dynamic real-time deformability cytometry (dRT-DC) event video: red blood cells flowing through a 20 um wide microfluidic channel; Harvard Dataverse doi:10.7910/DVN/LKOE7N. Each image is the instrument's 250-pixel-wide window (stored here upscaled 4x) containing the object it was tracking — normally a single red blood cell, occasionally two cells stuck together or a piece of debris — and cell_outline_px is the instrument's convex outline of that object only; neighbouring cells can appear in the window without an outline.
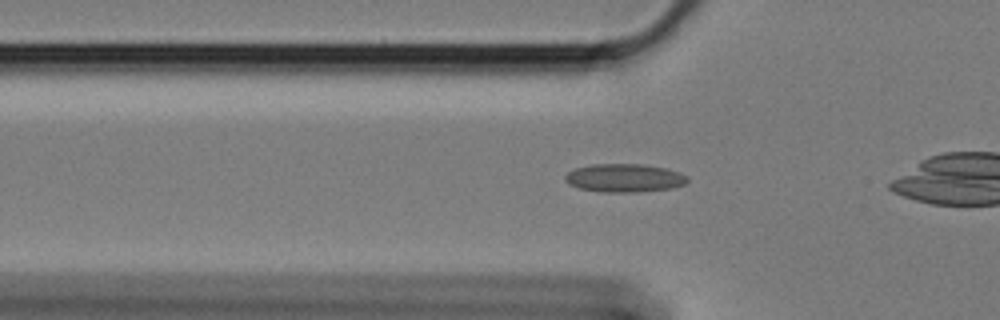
{"species": "Egyptian fruit bat (a non-hibernating species)", "species_latin": "Rousettus aegyptiacus", "temperature_condition": "cold", "stored_images_in_passage": 31, "camera_frame_rate_fps": 3000, "um_per_image_px": 0.085, "animal": {"sex": "female"}, "frame": {"image": 1, "passage_image": 2, "time_ms": 0.333, "image_size_px": [1000, 320], "cell_outline_px": [[688, 180], [684, 184], [672, 188], [636, 192], [600, 192], [580, 188], [568, 184], [564, 180], [564, 176], [568, 172], [576, 168], [592, 164], [644, 164], [664, 168], [680, 172], [688, 176]], "centroid_in_image_um": [53.06, 15.13], "position_along_channel_um": 72.7, "area_um2": 20.23}}
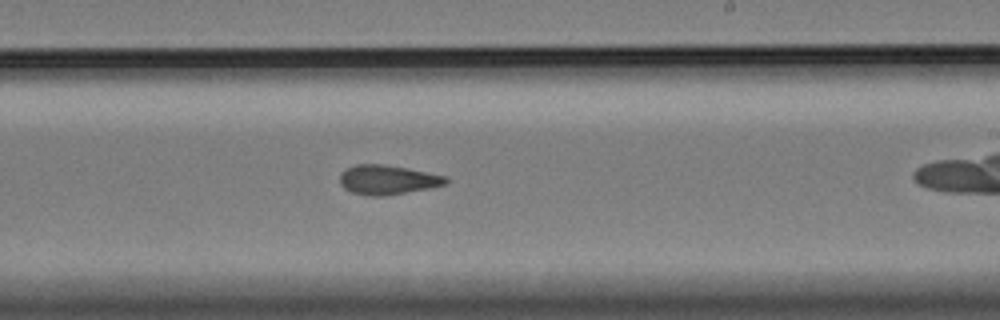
{"frame": {"image": 2, "passage_image": 18, "time_ms": 5.667, "image_size_px": [1000, 320], "cell_outline_px": [[448, 184], [432, 188], [388, 196], [368, 196], [352, 192], [344, 188], [340, 184], [340, 172], [344, 168], [356, 164], [384, 164], [448, 176]], "centroid_in_image_um": [32.95, 15.29], "position_along_channel_um": 256.0, "area_um2": 18.55}}
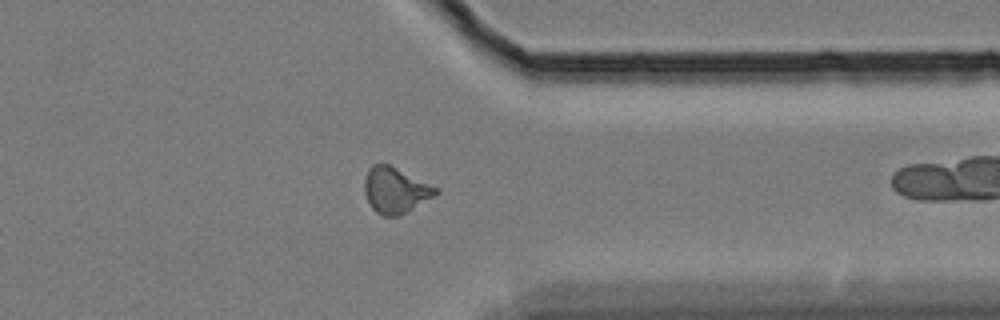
{"frame": {"image": 3, "passage_image": 29, "time_ms": 9.333, "image_size_px": [1000, 320], "cell_outline_px": [[440, 192], [436, 196], [396, 216], [384, 216], [376, 212], [372, 208], [364, 192], [364, 180], [368, 168], [372, 164], [388, 164], [440, 188]], "centroid_in_image_um": [33.62, 16.15], "position_along_channel_um": 377.8, "area_um2": 18.96}}